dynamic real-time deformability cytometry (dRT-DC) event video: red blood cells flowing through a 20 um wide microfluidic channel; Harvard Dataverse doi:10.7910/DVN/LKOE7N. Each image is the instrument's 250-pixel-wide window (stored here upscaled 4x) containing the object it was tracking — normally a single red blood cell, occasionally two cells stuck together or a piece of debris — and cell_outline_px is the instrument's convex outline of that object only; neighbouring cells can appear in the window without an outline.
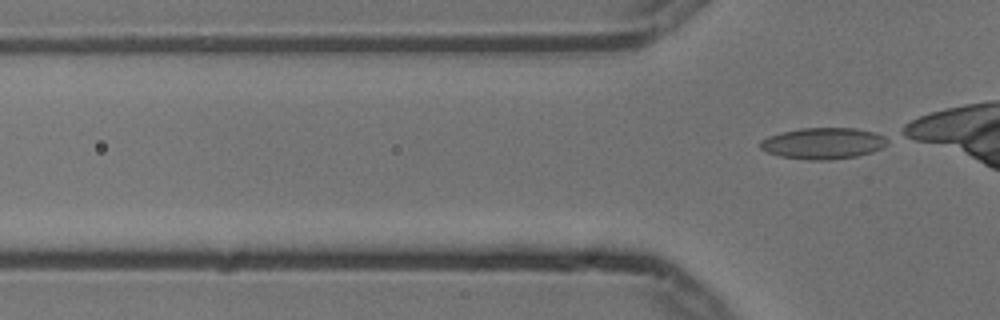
{"species": "common noctule bat (a hibernating species)", "species_latin": "Nyctalus noctula", "temperature_condition": "cold", "stored_images_in_passage": 6, "camera_frame_rate_fps": 3000, "um_per_image_px": 0.085, "animal": {"sex": "male", "body_mass_g": 13.3}, "frame": {"image": 1, "passage_image": 6, "time_ms": 1.667, "image_size_px": [1000, 320], "cell_outline_px": [[888, 144], [872, 152], [856, 156], [828, 160], [808, 160], [780, 156], [768, 152], [760, 148], [760, 140], [768, 136], [800, 128], [856, 128], [876, 132], [884, 136], [888, 140]], "centroid_in_image_um": [69.98, 12.18], "position_along_channel_um": 55.8, "area_um2": 23.18}}